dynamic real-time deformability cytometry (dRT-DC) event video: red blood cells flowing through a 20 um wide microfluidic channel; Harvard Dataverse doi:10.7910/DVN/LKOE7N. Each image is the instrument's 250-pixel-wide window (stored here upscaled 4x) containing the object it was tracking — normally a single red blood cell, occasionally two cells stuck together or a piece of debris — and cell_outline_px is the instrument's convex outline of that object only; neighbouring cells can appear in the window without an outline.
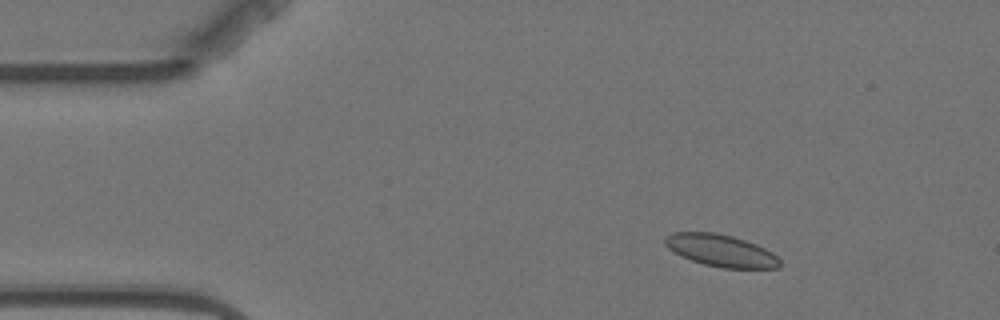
{"species": "Egyptian fruit bat (a non-hibernating species)", "species_latin": "Rousettus aegyptiacus", "temperature_condition": "warm", "stored_images_in_passage": 13, "camera_frame_rate_fps": 3000, "um_per_image_px": 0.085, "animal": {"sex": "female"}, "frame": {"image": 1, "passage_image": 3, "time_ms": 2.333, "image_size_px": [1000, 320], "cell_outline_px": [[780, 268], [724, 268], [704, 264], [680, 256], [668, 248], [664, 244], [664, 236], [672, 232], [716, 232], [732, 236], [756, 244], [772, 252], [780, 260]], "centroid_in_image_um": [61.25, 21.29], "position_along_channel_um": 23.8, "area_um2": 21.5}}
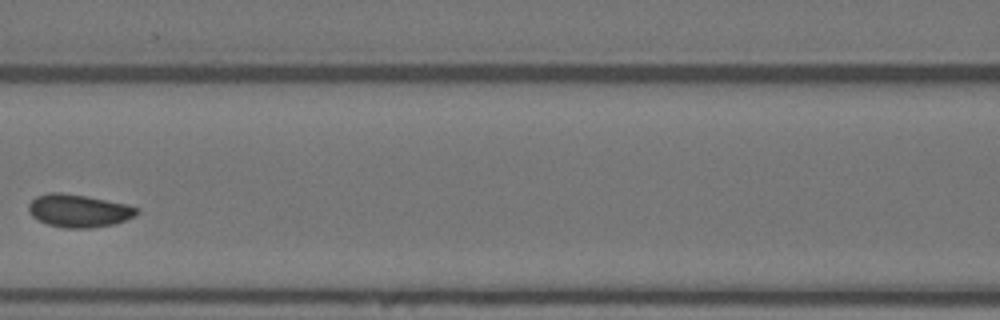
{"frame": {"image": 2, "passage_image": 7, "time_ms": 8.0, "image_size_px": [1000, 320], "cell_outline_px": [[140, 212], [136, 216], [112, 224], [92, 228], [64, 228], [48, 224], [32, 216], [28, 212], [28, 204], [36, 196], [48, 192], [60, 192], [84, 196], [128, 204], [136, 208]], "centroid_in_image_um": [6.67, 17.91], "position_along_channel_um": 159.9, "area_um2": 20.63}}
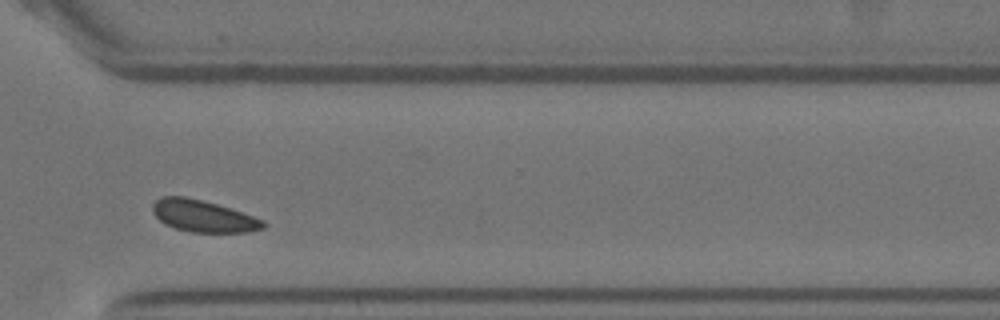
{"frame": {"image": 3, "passage_image": 12, "time_ms": 13.667, "image_size_px": [1000, 320], "cell_outline_px": [[268, 224], [264, 228], [248, 232], [192, 232], [176, 228], [164, 224], [152, 212], [152, 204], [160, 196], [184, 196], [216, 204], [264, 220]], "centroid_in_image_um": [17.25, 18.37], "position_along_channel_um": 353.3, "area_um2": 20.35}, "authors_computed_cell_mechanics": {"area_um2": 20.6346, "velocity_mm_per_s": 3.4351, "shape_relaxation_time_tau1_ms": 1.3219, "shape_relaxation_time_tau2_ms": null, "deformation_change_tau1": 0.0286, "deformation_change_tau2": null}}